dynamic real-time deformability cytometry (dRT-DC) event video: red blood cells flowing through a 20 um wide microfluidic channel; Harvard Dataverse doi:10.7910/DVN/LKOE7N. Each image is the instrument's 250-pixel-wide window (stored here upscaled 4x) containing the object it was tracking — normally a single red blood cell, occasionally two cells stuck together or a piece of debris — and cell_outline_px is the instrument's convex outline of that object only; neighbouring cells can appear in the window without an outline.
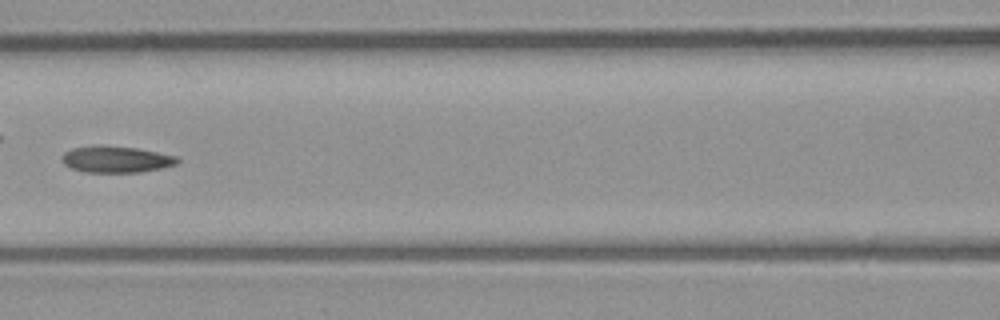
{"species": "common noctule bat (a hibernating species)", "species_latin": "Nyctalus noctula", "temperature_condition": "room temperature", "stored_images_in_passage": 8, "camera_frame_rate_fps": 3000, "um_per_image_px": 0.085, "animal": {"sex": "male", "body_mass_g": 23.1, "forearm_length_mm": 52.7}, "frame": {"image": 1, "passage_image": 7, "time_ms": 7.0, "image_size_px": [1000, 320], "cell_outline_px": [[180, 160], [176, 164], [160, 168], [140, 172], [84, 172], [72, 168], [64, 164], [60, 160], [64, 152], [72, 148], [136, 148], [176, 156]], "centroid_in_image_um": [9.88, 13.59], "position_along_channel_um": 156.7, "area_um2": 16.94}}
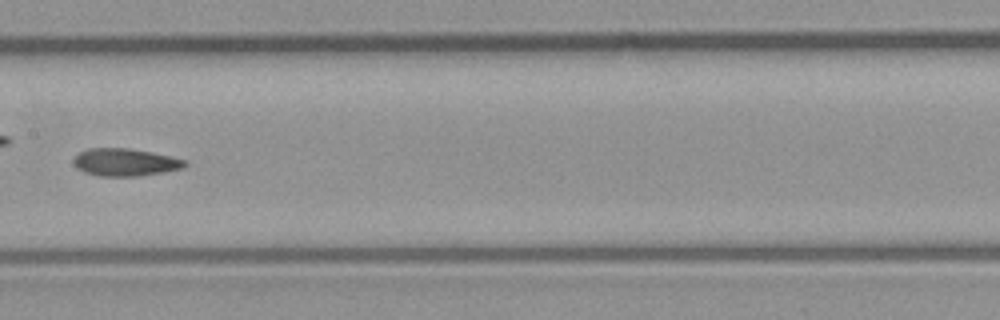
{"frame": {"image": 2, "passage_image": 8, "time_ms": 8.0, "image_size_px": [1000, 320], "cell_outline_px": [[188, 164], [184, 168], [164, 172], [140, 176], [100, 176], [84, 172], [76, 168], [72, 160], [80, 152], [88, 148], [128, 148], [152, 152], [172, 156], [188, 160]], "centroid_in_image_um": [10.68, 13.79], "position_along_channel_um": 196.7, "area_um2": 18.09}}